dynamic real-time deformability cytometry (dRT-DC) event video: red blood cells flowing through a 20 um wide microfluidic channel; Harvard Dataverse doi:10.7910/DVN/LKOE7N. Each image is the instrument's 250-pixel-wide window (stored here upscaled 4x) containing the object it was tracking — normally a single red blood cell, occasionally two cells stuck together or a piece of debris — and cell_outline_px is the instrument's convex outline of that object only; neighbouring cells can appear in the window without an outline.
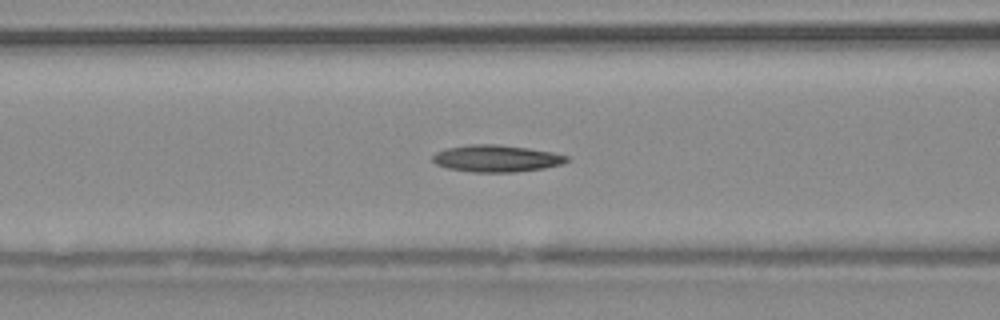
{"species": "common noctule bat (a hibernating species)", "species_latin": "Nyctalus noctula", "temperature_condition": "warm", "stored_images_in_passage": 51, "camera_frame_rate_fps": 3000, "um_per_image_px": 0.085, "animal": {"sex": "male", "body_mass_g": 20.4}, "frame": {"image": 1, "passage_image": 19, "time_ms": 6.0, "image_size_px": [1000, 320], "cell_outline_px": [[568, 160], [564, 164], [544, 168], [516, 172], [472, 172], [448, 168], [436, 164], [432, 160], [432, 156], [436, 152], [444, 148], [468, 144], [496, 144], [528, 148], [552, 152], [568, 156]], "centroid_in_image_um": [42.18, 13.46], "position_along_channel_um": 124.4, "area_um2": 21.15}}
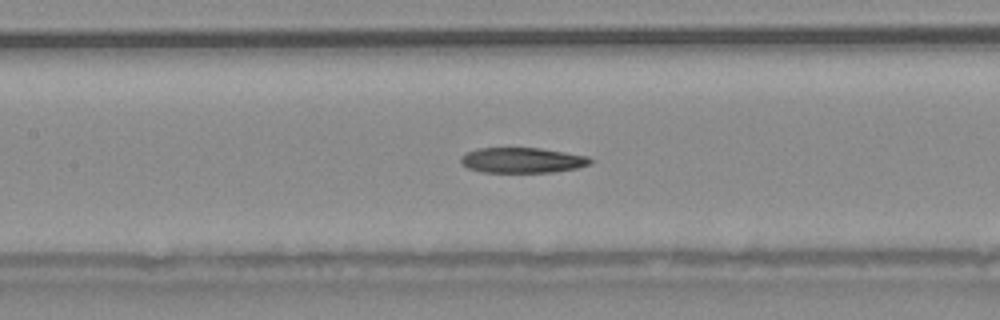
{"frame": {"image": 2, "passage_image": 22, "time_ms": 7.0, "image_size_px": [1000, 320], "cell_outline_px": [[592, 164], [576, 168], [552, 172], [480, 172], [468, 168], [460, 164], [460, 156], [476, 148], [540, 148], [588, 156], [592, 160]], "centroid_in_image_um": [44.36, 13.62], "position_along_channel_um": 163.0, "area_um2": 19.19}}
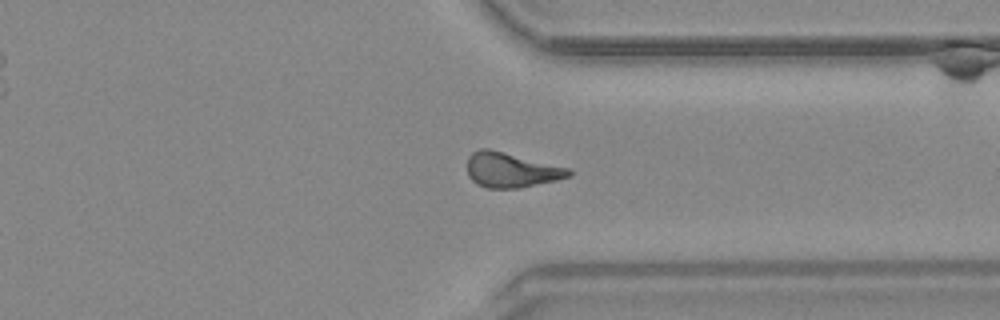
{"frame": {"image": 3, "passage_image": 38, "time_ms": 12.333, "image_size_px": [1000, 320], "cell_outline_px": [[572, 176], [556, 180], [516, 188], [488, 188], [476, 184], [468, 176], [468, 156], [472, 152], [480, 148], [488, 148], [572, 168]], "centroid_in_image_um": [43.46, 14.44], "position_along_channel_um": 367.9, "area_um2": 20.75}}